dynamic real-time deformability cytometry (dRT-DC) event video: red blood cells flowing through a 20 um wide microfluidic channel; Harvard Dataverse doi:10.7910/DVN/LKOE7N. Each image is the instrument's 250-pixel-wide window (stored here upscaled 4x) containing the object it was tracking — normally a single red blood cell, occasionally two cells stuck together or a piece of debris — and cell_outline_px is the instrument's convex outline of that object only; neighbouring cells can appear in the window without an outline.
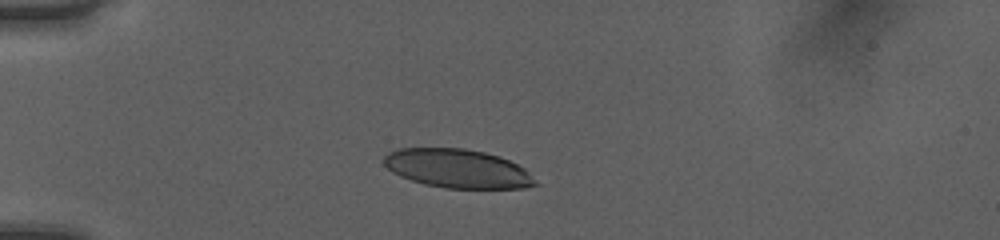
{"species": "human", "species_latin": "Homo sapiens", "temperature_condition": "room temperature", "stored_images_in_passage": 36, "camera_frame_rate_fps": 3000, "um_per_image_px": 0.085, "donor": {"sex": "female"}, "frame": {"image": 1, "passage_image": 1, "time_ms": 0.0, "image_size_px": [1000, 240], "cell_outline_px": [[540, 184], [524, 188], [444, 188], [424, 184], [400, 176], [392, 172], [384, 164], [384, 156], [388, 152], [400, 148], [464, 148], [484, 152], [500, 156], [524, 168]], "centroid_in_image_um": [38.89, 14.33], "position_along_channel_um": 46.1, "area_um2": 34.22}}
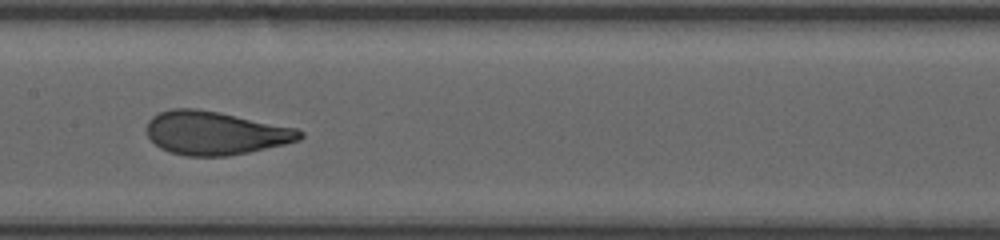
{"frame": {"image": 2, "passage_image": 14, "time_ms": 4.333, "image_size_px": [1000, 240], "cell_outline_px": [[304, 136], [300, 140], [284, 144], [248, 152], [228, 156], [184, 156], [168, 152], [160, 148], [148, 136], [144, 128], [148, 120], [152, 116], [160, 112], [172, 108], [196, 108], [220, 112], [296, 128], [304, 132]], "centroid_in_image_um": [18.26, 11.3], "position_along_channel_um": 189.1, "area_um2": 39.02}}
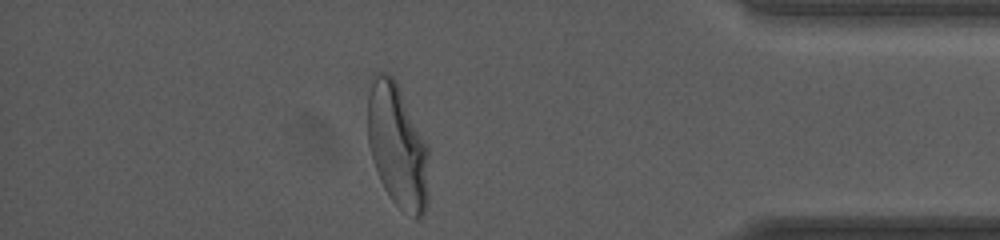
{"frame": {"image": 3, "passage_image": 32, "time_ms": 10.333, "image_size_px": [1000, 240], "cell_outline_px": [[428, 204], [420, 220], [416, 220], [400, 208], [388, 196], [380, 180], [368, 144], [368, 92], [372, 76], [376, 72], [388, 72], [396, 80], [428, 144]], "centroid_in_image_um": [33.8, 12.4], "position_along_channel_um": 401.4, "area_um2": 44.68}, "authors_computed_cell_mechanics": {"area_um2": 39.0728, "velocity_mm_per_s": 4.0309, "shape_relaxation_time_tau1_ms": 3.9321, "shape_relaxation_time_tau2_ms": null, "deformation_change_tau1": 0.1976, "deformation_change_tau2": null}}